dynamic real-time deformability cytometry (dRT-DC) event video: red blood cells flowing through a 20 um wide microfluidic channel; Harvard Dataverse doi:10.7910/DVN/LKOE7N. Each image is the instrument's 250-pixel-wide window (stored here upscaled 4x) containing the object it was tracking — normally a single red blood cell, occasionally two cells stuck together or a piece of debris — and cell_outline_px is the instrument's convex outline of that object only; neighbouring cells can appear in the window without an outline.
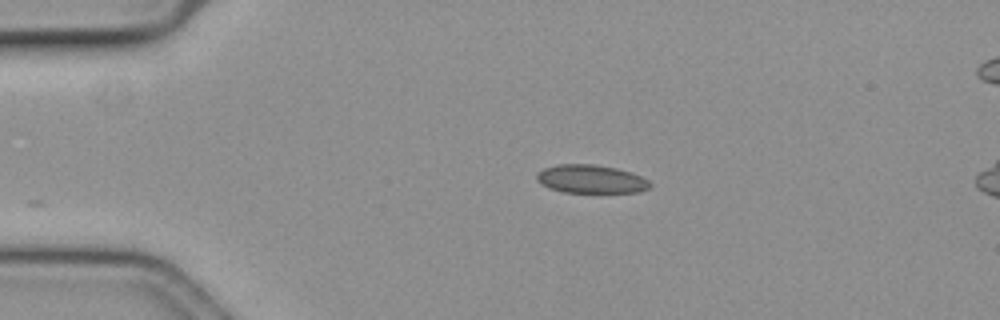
{"species": "common noctule bat (a hibernating species)", "species_latin": "Nyctalus noctula", "temperature_condition": "cold", "stored_images_in_passage": 33, "camera_frame_rate_fps": 3000, "um_per_image_px": 0.085, "animal": {"sex": "female", "body_mass_g": 19.3, "forearm_length_mm": 54.1}, "frame": {"image": 1, "passage_image": 1, "time_ms": 0.0, "image_size_px": [1000, 320], "cell_outline_px": [[652, 184], [648, 188], [640, 192], [564, 192], [548, 188], [540, 184], [536, 180], [536, 176], [544, 168], [556, 164], [592, 164], [616, 168], [632, 172], [648, 180]], "centroid_in_image_um": [50.22, 15.22], "position_along_channel_um": 34.8, "area_um2": 18.73}}
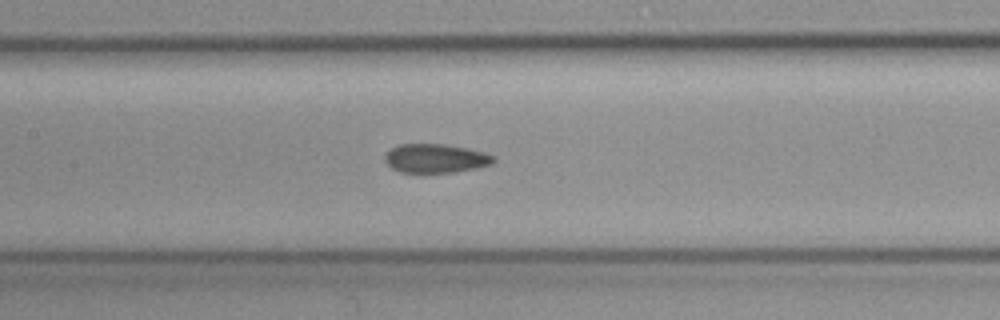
{"frame": {"image": 2, "passage_image": 16, "time_ms": 5.0, "image_size_px": [1000, 320], "cell_outline_px": [[496, 160], [492, 164], [476, 168], [456, 172], [400, 172], [392, 168], [384, 160], [384, 156], [392, 148], [400, 144], [444, 144], [468, 148], [484, 152], [496, 156]], "centroid_in_image_um": [37.06, 13.46], "position_along_channel_um": 170.3, "area_um2": 18.32}}
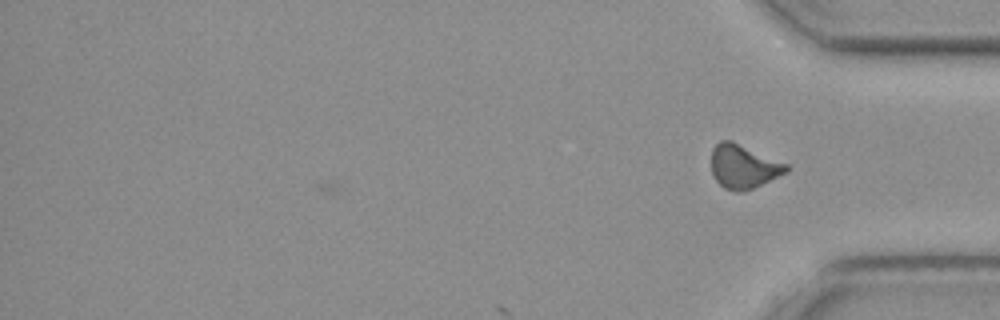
{"frame": {"image": 3, "passage_image": 33, "time_ms": 10.667, "image_size_px": [1000, 320], "cell_outline_px": [[788, 172], [752, 188], [736, 192], [724, 188], [716, 180], [712, 172], [712, 148], [720, 140], [732, 140], [788, 164]], "centroid_in_image_um": [63.19, 14.13], "position_along_channel_um": 372.0, "area_um2": 19.02}, "authors_computed_cell_mechanics": {"area_um2": 18.6694, "velocity_mm_per_s": 3.5896, "shape_relaxation_time_tau1_ms": null, "shape_relaxation_time_tau2_ms": 3.4717, "deformation_change_tau1": null, "deformation_change_tau2": 0.0947}}